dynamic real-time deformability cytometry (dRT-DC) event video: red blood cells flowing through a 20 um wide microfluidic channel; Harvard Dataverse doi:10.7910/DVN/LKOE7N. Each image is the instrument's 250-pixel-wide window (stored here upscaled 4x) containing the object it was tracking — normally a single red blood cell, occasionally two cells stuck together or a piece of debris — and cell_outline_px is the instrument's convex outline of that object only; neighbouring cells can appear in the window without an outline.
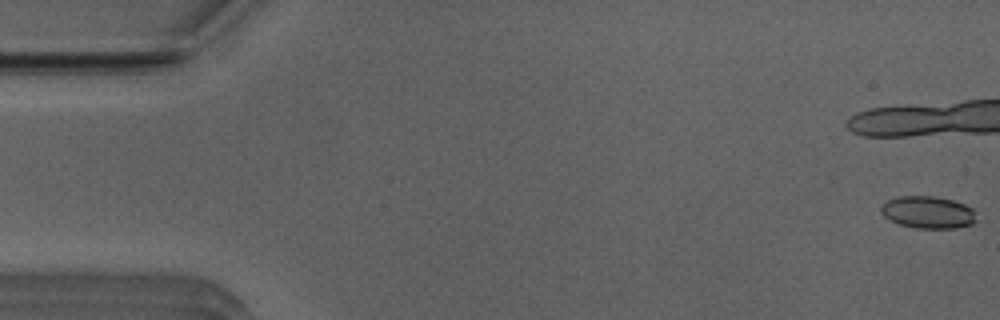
{"species": "Egyptian fruit bat (a non-hibernating species)", "species_latin": "Rousettus aegyptiacus", "temperature_condition": "room temperature", "stored_images_in_passage": 7, "camera_frame_rate_fps": 3000, "um_per_image_px": 0.085, "animal": {"sex": "male"}, "frame": {"image": 1, "passage_image": 1, "time_ms": 0.0, "image_size_px": [1000, 320], "cell_outline_px": [[976, 220], [972, 224], [956, 228], [916, 228], [900, 224], [884, 216], [880, 212], [880, 204], [896, 196], [932, 196], [952, 200], [964, 204], [972, 208]], "centroid_in_image_um": [78.85, 18.04], "position_along_channel_um": 6.2, "area_um2": 17.86}}